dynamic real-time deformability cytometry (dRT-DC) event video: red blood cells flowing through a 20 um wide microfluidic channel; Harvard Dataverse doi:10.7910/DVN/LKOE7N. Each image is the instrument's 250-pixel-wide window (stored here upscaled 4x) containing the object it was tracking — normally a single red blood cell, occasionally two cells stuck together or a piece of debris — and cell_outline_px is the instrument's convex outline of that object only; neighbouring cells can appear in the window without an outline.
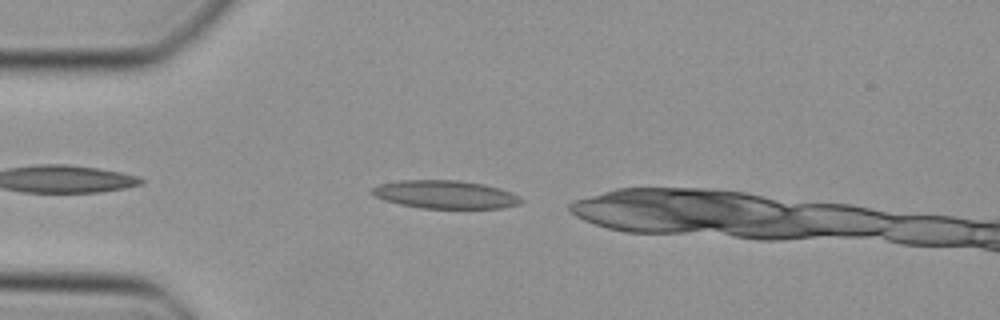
{"species": "Egyptian fruit bat (a non-hibernating species)", "species_latin": "Rousettus aegyptiacus", "temperature_condition": "cold", "stored_images_in_passage": 28, "camera_frame_rate_fps": 3000, "um_per_image_px": 0.085, "animal": {"sex": "female"}, "frame": {"image": 1, "passage_image": 1, "time_ms": 0.0, "image_size_px": [1000, 320], "cell_outline_px": [[524, 200], [520, 204], [504, 208], [420, 208], [400, 204], [384, 200], [368, 192], [372, 188], [380, 184], [400, 180], [460, 180], [484, 184], [500, 188], [512, 192]], "centroid_in_image_um": [37.86, 16.53], "position_along_channel_um": 47.1, "area_um2": 24.57}}
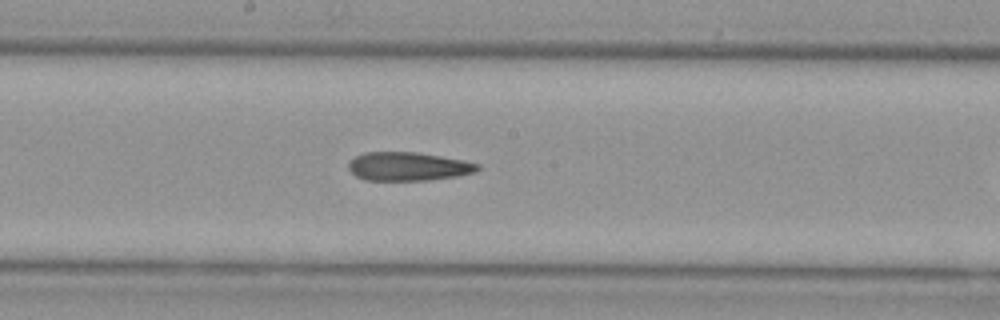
{"frame": {"image": 2, "passage_image": 14, "time_ms": 4.333, "image_size_px": [1000, 320], "cell_outline_px": [[480, 168], [476, 172], [456, 176], [428, 180], [364, 180], [356, 176], [348, 168], [348, 164], [356, 156], [364, 152], [416, 152], [464, 160], [480, 164]], "centroid_in_image_um": [34.71, 14.15], "position_along_channel_um": 213.5, "area_um2": 21.44}}
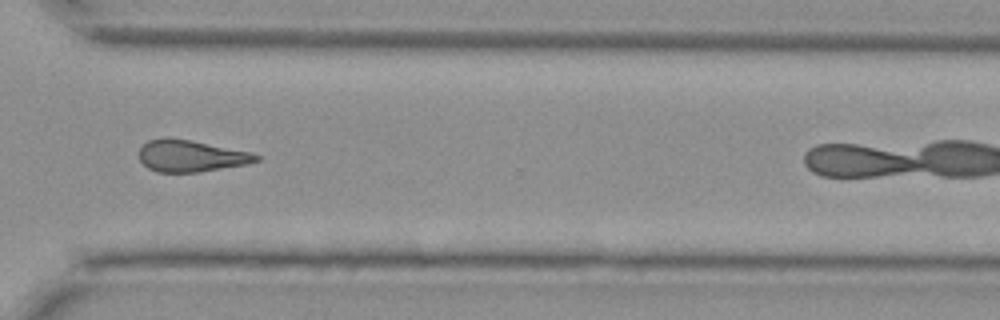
{"frame": {"image": 3, "passage_image": 24, "time_ms": 7.667, "image_size_px": [1000, 320], "cell_outline_px": [[260, 160], [248, 164], [200, 172], [156, 172], [148, 168], [140, 160], [140, 148], [148, 140], [168, 136], [192, 140], [252, 152], [260, 156]], "centroid_in_image_um": [16.24, 13.24], "position_along_channel_um": 354.4, "area_um2": 21.91}}